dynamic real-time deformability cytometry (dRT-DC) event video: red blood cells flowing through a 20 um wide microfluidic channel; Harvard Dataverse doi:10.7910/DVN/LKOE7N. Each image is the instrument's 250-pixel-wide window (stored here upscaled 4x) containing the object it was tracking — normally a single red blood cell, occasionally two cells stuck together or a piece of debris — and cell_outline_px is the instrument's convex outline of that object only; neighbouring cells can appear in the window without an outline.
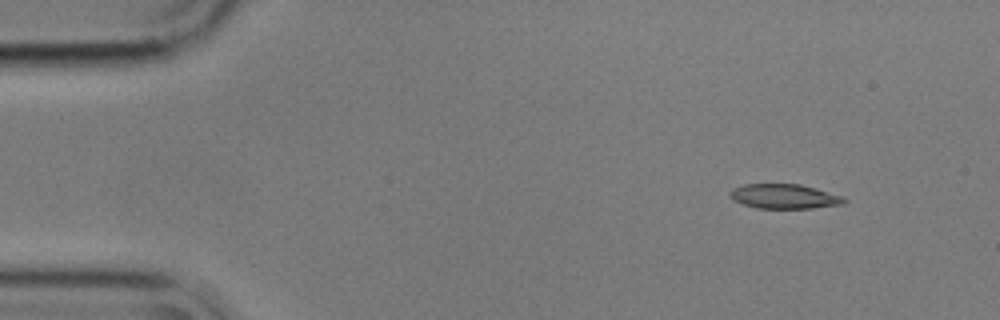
{"species": "common noctule bat (a hibernating species)", "species_latin": "Nyctalus noctula", "temperature_condition": "cold", "stored_images_in_passage": 52, "camera_frame_rate_fps": 3000, "um_per_image_px": 0.085, "animal": {"sex": "male", "body_mass_g": 17.9}, "frame": {"image": 1, "passage_image": 1, "time_ms": 0.0, "image_size_px": [1000, 320], "cell_outline_px": [[848, 200], [844, 204], [812, 208], [756, 208], [744, 204], [736, 200], [732, 196], [732, 188], [744, 184], [800, 184], [816, 188], [844, 196]], "centroid_in_image_um": [66.76, 16.69], "position_along_channel_um": 18.2, "area_um2": 16.24}}
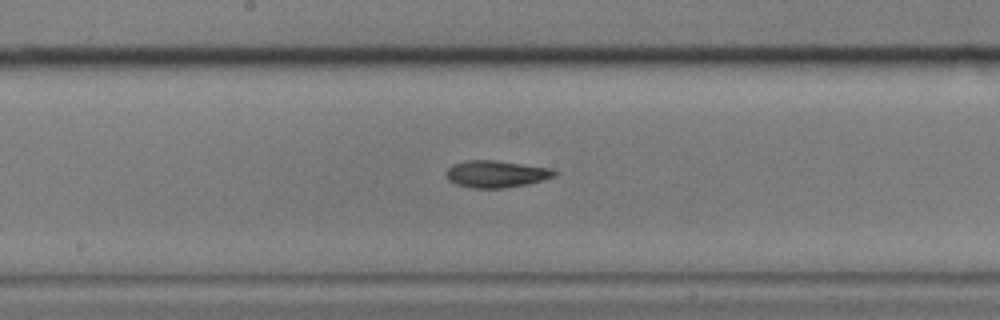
{"frame": {"image": 2, "passage_image": 24, "time_ms": 7.667, "image_size_px": [1000, 320], "cell_outline_px": [[560, 172], [556, 176], [528, 184], [504, 188], [472, 188], [456, 184], [448, 180], [444, 176], [444, 172], [452, 164], [464, 160], [496, 160], [552, 168]], "centroid_in_image_um": [42.17, 14.78], "position_along_channel_um": 206.0, "area_um2": 17.4}}
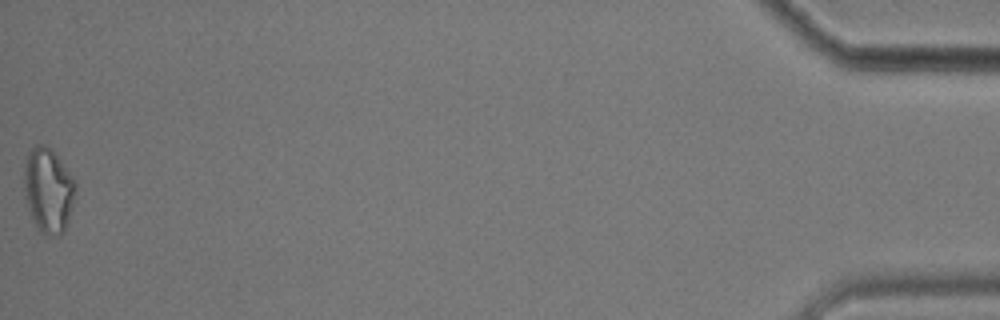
{"frame": {"image": 3, "passage_image": 51, "time_ms": 16.667, "image_size_px": [1000, 320], "cell_outline_px": [[76, 192], [72, 208], [64, 232], [60, 236], [44, 236], [36, 228], [28, 208], [24, 196], [24, 160], [28, 152], [36, 144], [44, 144], [56, 156], [76, 180]], "centroid_in_image_um": [4.09, 16.21], "position_along_channel_um": 431.1, "area_um2": 25.72}}